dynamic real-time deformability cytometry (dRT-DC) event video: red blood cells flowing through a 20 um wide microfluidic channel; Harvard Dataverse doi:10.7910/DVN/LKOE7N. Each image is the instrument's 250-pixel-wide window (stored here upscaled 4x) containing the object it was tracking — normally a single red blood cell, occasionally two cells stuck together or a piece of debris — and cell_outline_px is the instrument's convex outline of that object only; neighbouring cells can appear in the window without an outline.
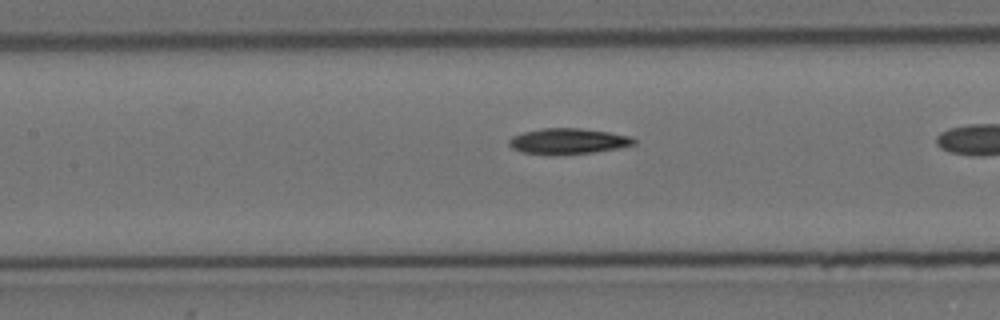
{"species": "Egyptian fruit bat (a non-hibernating species)", "species_latin": "Rousettus aegyptiacus", "temperature_condition": "cold", "stored_images_in_passage": 35, "camera_frame_rate_fps": 3000, "um_per_image_px": 0.085, "animal": {"sex": "female"}, "frame": {"image": 1, "passage_image": 16, "time_ms": 5.0, "image_size_px": [1000, 320], "cell_outline_px": [[636, 144], [616, 148], [592, 152], [520, 152], [512, 148], [508, 144], [508, 140], [512, 136], [524, 132], [540, 128], [580, 128], [608, 132], [632, 136], [636, 140]], "centroid_in_image_um": [48.3, 11.95], "position_along_channel_um": 159.1, "area_um2": 17.92}}
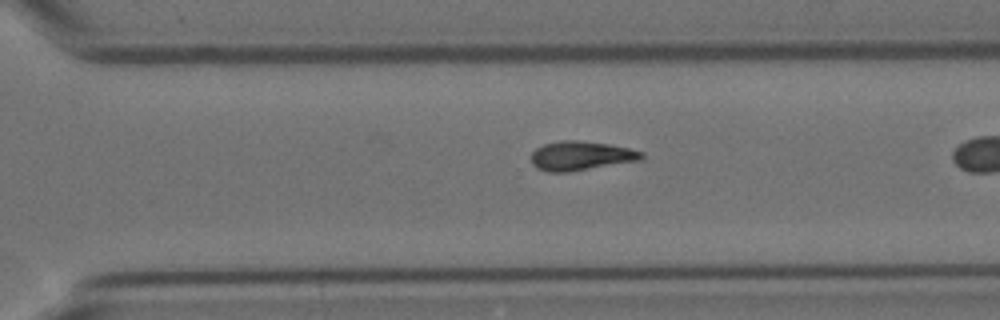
{"frame": {"image": 2, "passage_image": 30, "time_ms": 9.667, "image_size_px": [1000, 320], "cell_outline_px": [[644, 156], [640, 160], [568, 172], [548, 172], [536, 168], [532, 164], [532, 152], [536, 148], [544, 144], [560, 140], [580, 140], [608, 144], [628, 148], [644, 152]], "centroid_in_image_um": [49.36, 13.24], "position_along_channel_um": 321.2, "area_um2": 18.73}}